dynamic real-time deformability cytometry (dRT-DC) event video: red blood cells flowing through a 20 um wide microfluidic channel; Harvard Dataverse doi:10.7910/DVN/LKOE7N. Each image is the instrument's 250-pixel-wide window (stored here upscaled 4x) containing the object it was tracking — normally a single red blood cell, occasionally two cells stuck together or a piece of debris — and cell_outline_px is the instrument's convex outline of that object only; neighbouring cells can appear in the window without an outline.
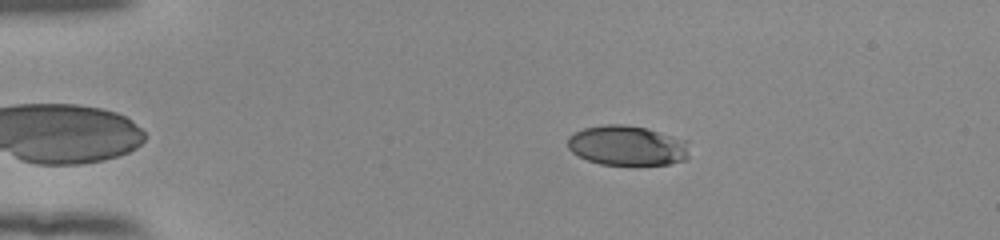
{"species": "human", "species_latin": "Homo sapiens", "temperature_condition": "room temperature", "stored_images_in_passage": 47, "camera_frame_rate_fps": 3000, "um_per_image_px": 0.085, "donor": {"sex": "female"}, "frame": {"image": 1, "passage_image": 5, "time_ms": 1.333, "image_size_px": [1000, 240], "cell_outline_px": [[688, 160], [668, 164], [600, 164], [588, 160], [572, 152], [568, 148], [568, 136], [584, 128], [604, 124], [624, 124], [648, 128], [688, 140]], "centroid_in_image_um": [53.35, 12.36], "position_along_channel_um": 31.7, "area_um2": 28.44}}
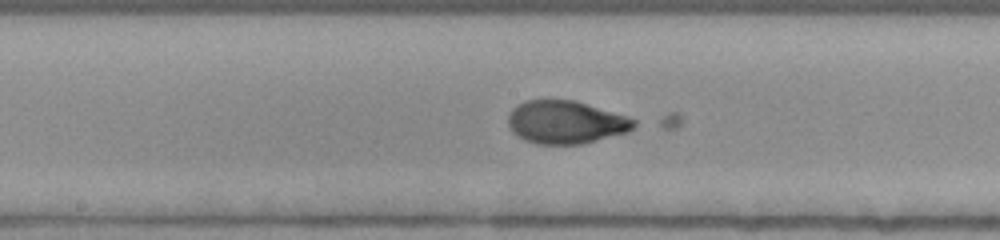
{"frame": {"image": 2, "passage_image": 23, "time_ms": 7.333, "image_size_px": [1000, 240], "cell_outline_px": [[636, 124], [628, 132], [580, 144], [536, 144], [524, 140], [512, 132], [508, 124], [508, 116], [512, 108], [524, 100], [576, 100], [628, 116], [636, 120]], "centroid_in_image_um": [48.08, 10.38], "position_along_channel_um": 200.1, "area_um2": 31.62}}
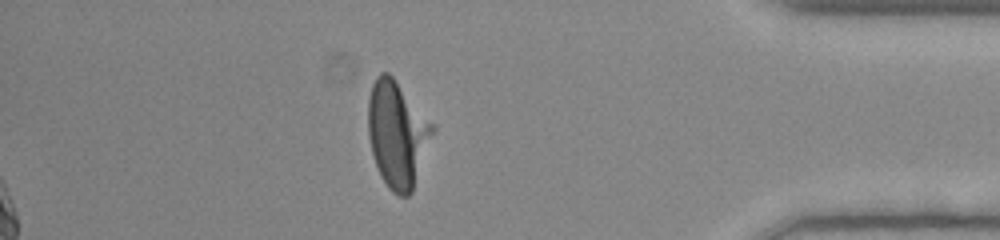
{"frame": {"image": 3, "passage_image": 41, "time_ms": 13.333, "image_size_px": [1000, 240], "cell_outline_px": [[436, 128], [412, 192], [408, 196], [400, 196], [392, 192], [388, 188], [380, 176], [372, 152], [368, 136], [368, 96], [372, 84], [376, 76], [380, 72], [388, 72], [392, 76], [436, 124]], "centroid_in_image_um": [33.79, 11.38], "position_along_channel_um": 401.4, "area_um2": 40.4}}